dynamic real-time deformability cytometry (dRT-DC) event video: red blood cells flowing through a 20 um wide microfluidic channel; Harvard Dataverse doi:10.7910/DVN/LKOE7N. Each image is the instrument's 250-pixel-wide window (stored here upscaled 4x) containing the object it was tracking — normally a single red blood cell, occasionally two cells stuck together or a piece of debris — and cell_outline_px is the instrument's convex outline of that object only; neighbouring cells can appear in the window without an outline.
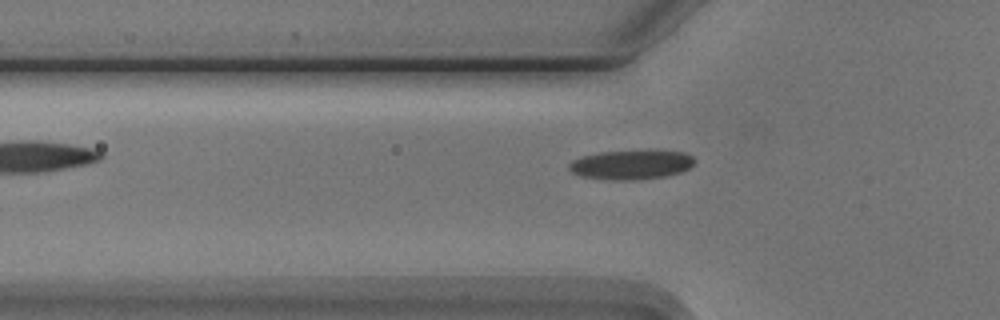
{"species": "Egyptian fruit bat (a non-hibernating species)", "species_latin": "Rousettus aegyptiacus", "temperature_condition": "cold", "stored_images_in_passage": 22, "camera_frame_rate_fps": 3000, "um_per_image_px": 0.085, "animal": {"sex": "male"}, "frame": {"image": 1, "passage_image": 4, "time_ms": 1.0, "image_size_px": [1000, 320], "cell_outline_px": [[696, 160], [688, 168], [680, 172], [668, 176], [636, 180], [612, 180], [580, 176], [572, 172], [568, 168], [568, 164], [572, 160], [580, 156], [600, 152], [648, 148], [684, 152], [692, 156]], "centroid_in_image_um": [53.66, 13.96], "position_along_channel_um": 72.1, "area_um2": 22.31}}
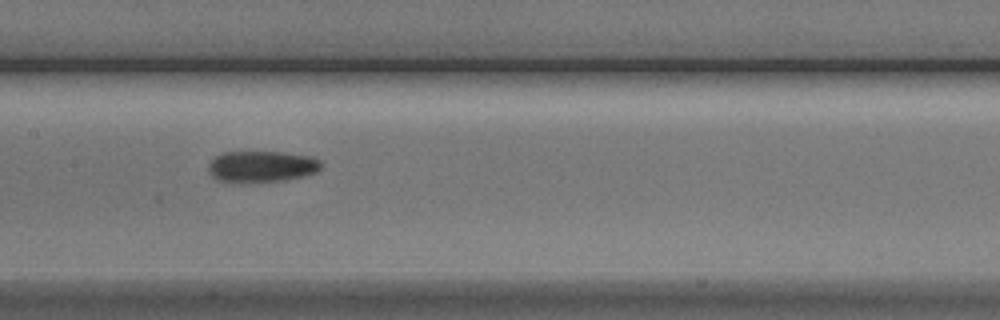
{"frame": {"image": 2, "passage_image": 13, "time_ms": 4.0, "image_size_px": [1000, 320], "cell_outline_px": [[320, 168], [316, 172], [304, 176], [284, 180], [216, 180], [208, 172], [208, 164], [220, 152], [280, 152], [312, 156], [320, 160]], "centroid_in_image_um": [22.25, 14.11], "position_along_channel_um": 185.2, "area_um2": 20.0}}
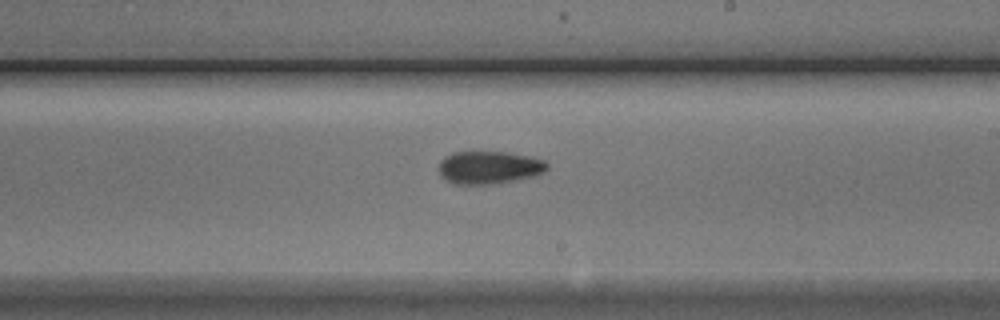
{"frame": {"image": 3, "passage_image": 18, "time_ms": 5.667, "image_size_px": [1000, 320], "cell_outline_px": [[548, 168], [544, 172], [532, 176], [516, 180], [492, 184], [456, 184], [444, 180], [440, 176], [440, 160], [444, 156], [452, 152], [508, 152], [532, 156], [544, 160], [548, 164]], "centroid_in_image_um": [41.57, 14.23], "position_along_channel_um": 247.4, "area_um2": 20.87}}